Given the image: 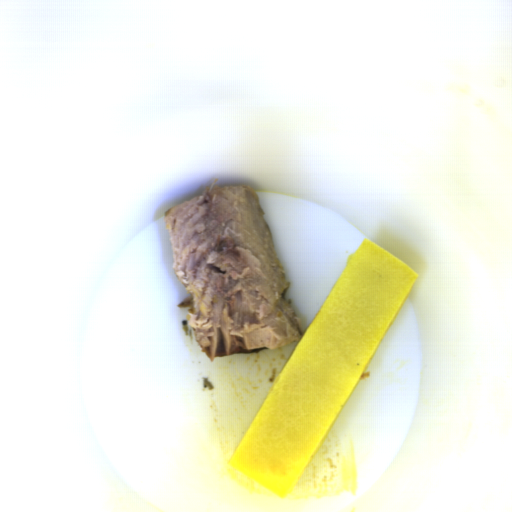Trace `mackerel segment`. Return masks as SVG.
<instances>
[{
  "label": "mackerel segment",
  "mask_w": 512,
  "mask_h": 512,
  "mask_svg": "<svg viewBox=\"0 0 512 512\" xmlns=\"http://www.w3.org/2000/svg\"><path fill=\"white\" fill-rule=\"evenodd\" d=\"M163 214L173 271L187 291L177 306L211 362L301 341L306 332L251 186H207Z\"/></svg>",
  "instance_id": "1"
}]
</instances>
